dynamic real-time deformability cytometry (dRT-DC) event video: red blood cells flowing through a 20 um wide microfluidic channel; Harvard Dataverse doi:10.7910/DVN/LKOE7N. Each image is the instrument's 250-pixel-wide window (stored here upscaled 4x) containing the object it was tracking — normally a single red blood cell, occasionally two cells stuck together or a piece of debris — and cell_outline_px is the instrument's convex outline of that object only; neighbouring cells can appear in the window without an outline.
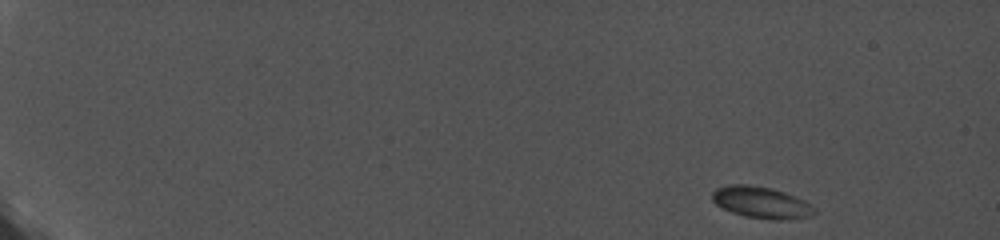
{"species": "common noctule bat (a hibernating species)", "species_latin": "Nyctalus noctula", "temperature_condition": "cold", "stored_images_in_passage": 80, "camera_frame_rate_fps": 5000, "um_per_image_px": 0.085, "animal": {"sex": "female", "body_mass_g": 19.0, "forearm_length_mm": 56.7}, "frame": {"image": 1, "passage_image": 1, "time_ms": 0.0, "image_size_px": [1000, 240], "cell_outline_px": [[816, 212], [812, 216], [788, 220], [772, 220], [744, 216], [732, 212], [716, 204], [712, 200], [712, 192], [716, 188], [728, 184], [748, 184], [772, 188], [784, 192], [804, 200], [812, 204], [816, 208]], "centroid_in_image_um": [64.74, 17.21], "position_along_channel_um": 20.3, "area_um2": 19.07}}
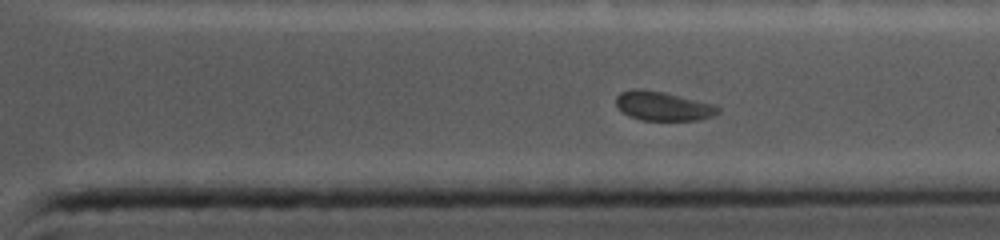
{"frame": {"image": 2, "passage_image": 68, "time_ms": 13.4, "image_size_px": [1000, 240], "cell_outline_px": [[720, 112], [712, 116], [700, 120], [640, 120], [628, 116], [616, 104], [616, 96], [620, 92], [632, 88], [640, 88], [664, 92], [716, 104], [720, 108]], "centroid_in_image_um": [56.37, 9.0], "position_along_channel_um": 355.0, "area_um2": 17.51}}
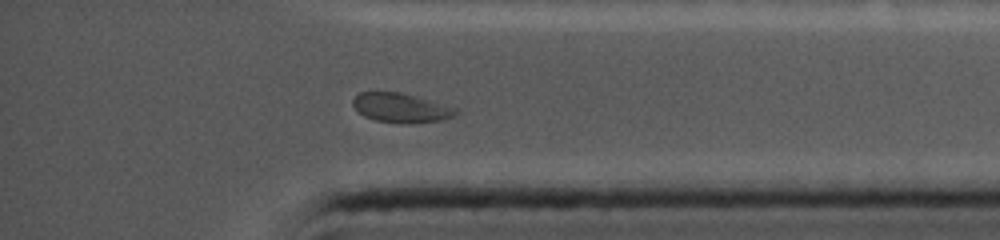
{"frame": {"image": 3, "passage_image": 74, "time_ms": 14.6, "image_size_px": [1000, 240], "cell_outline_px": [[460, 112], [456, 116], [440, 120], [412, 124], [400, 124], [376, 120], [364, 116], [352, 104], [352, 100], [360, 92], [400, 92], [460, 108]], "centroid_in_image_um": [34.15, 9.18], "position_along_channel_um": 401.0, "area_um2": 17.8}}